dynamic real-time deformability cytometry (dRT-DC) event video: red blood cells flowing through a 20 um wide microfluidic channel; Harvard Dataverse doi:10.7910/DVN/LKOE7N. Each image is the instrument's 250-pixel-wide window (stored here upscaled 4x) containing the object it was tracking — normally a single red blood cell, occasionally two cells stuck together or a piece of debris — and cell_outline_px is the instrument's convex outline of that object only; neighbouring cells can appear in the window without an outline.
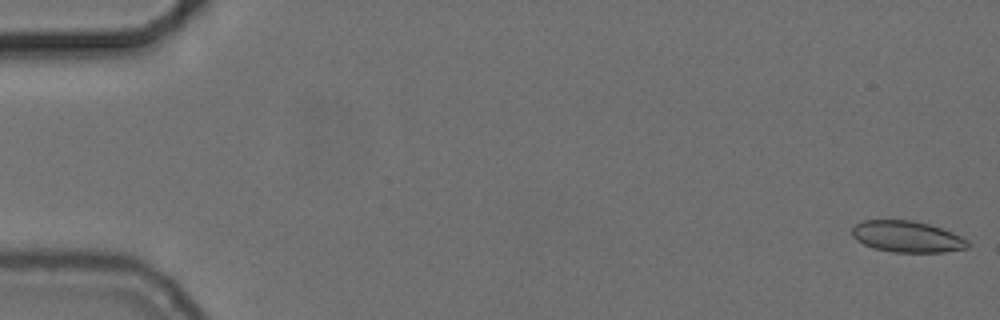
{"species": "common noctule bat (a hibernating species)", "species_latin": "Nyctalus noctula", "temperature_condition": "cold", "stored_images_in_passage": 55, "camera_frame_rate_fps": 3000, "um_per_image_px": 0.085, "animal": {"sex": "female", "body_mass_g": 24.6, "forearm_length_mm": 56.2}, "frame": {"image": 1, "passage_image": 1, "time_ms": 0.0, "image_size_px": [1000, 320], "cell_outline_px": [[968, 248], [944, 252], [892, 252], [872, 248], [856, 240], [852, 236], [852, 228], [856, 224], [864, 220], [912, 220], [928, 224], [952, 232], [968, 240]], "centroid_in_image_um": [77.08, 20.12], "position_along_channel_um": 7.9, "area_um2": 21.1}}
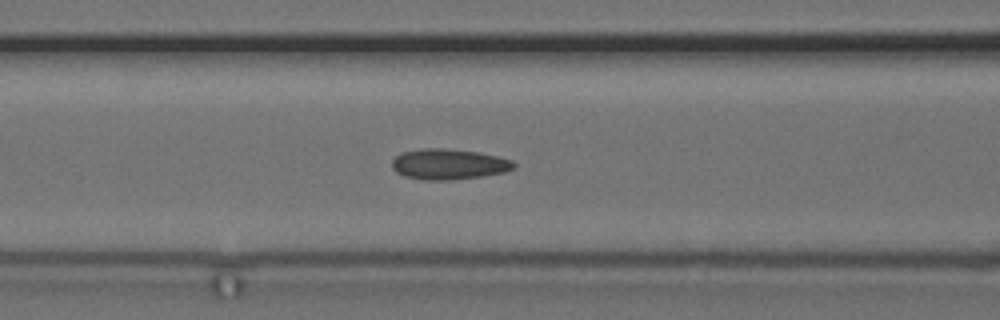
{"frame": {"image": 2, "passage_image": 23, "time_ms": 7.333, "image_size_px": [1000, 320], "cell_outline_px": [[516, 164], [512, 168], [504, 172], [484, 176], [448, 180], [424, 180], [404, 176], [396, 172], [392, 168], [392, 160], [400, 152], [420, 148], [444, 148], [480, 152], [512, 160]], "centroid_in_image_um": [38.1, 13.95], "position_along_channel_um": 128.5, "area_um2": 21.85}}
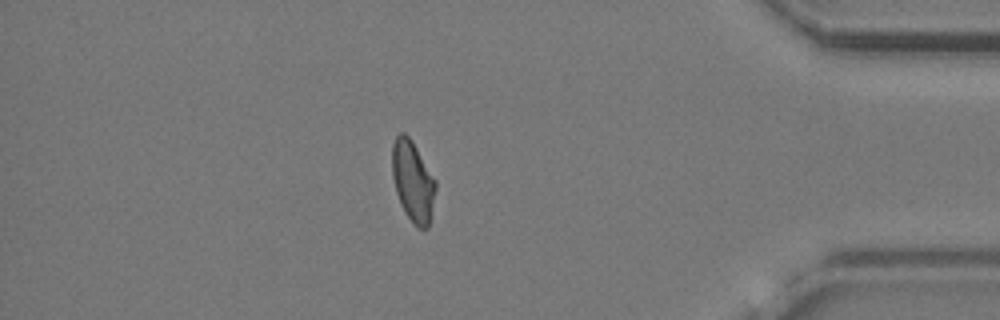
{"frame": {"image": 3, "passage_image": 48, "time_ms": 15.667, "image_size_px": [1000, 320], "cell_outline_px": [[436, 188], [428, 228], [416, 228], [404, 212], [400, 204], [396, 192], [392, 176], [392, 144], [396, 136], [400, 132], [404, 132], [412, 140], [436, 180]], "centroid_in_image_um": [35.08, 15.4], "position_along_channel_um": 400.1, "area_um2": 20.58}, "authors_computed_cell_mechanics": {"area_um2": 20.9814, "velocity_mm_per_s": 3.7058, "shape_relaxation_time_tau1_ms": null, "shape_relaxation_time_tau2_ms": 1.8568, "deformation_change_tau1": null, "deformation_change_tau2": 0.09}}